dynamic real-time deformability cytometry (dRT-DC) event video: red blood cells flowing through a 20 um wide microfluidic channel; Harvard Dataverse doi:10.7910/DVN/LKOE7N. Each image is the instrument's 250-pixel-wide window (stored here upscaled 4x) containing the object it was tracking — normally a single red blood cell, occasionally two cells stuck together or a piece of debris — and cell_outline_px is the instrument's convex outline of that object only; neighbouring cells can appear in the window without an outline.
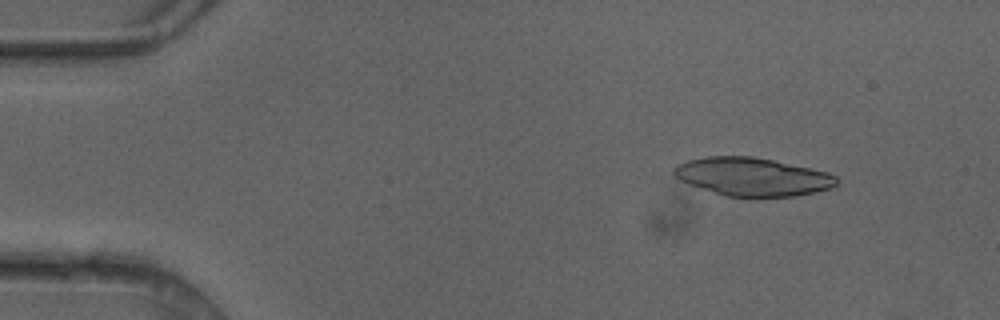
{"species": "common noctule bat (a hibernating species)", "species_latin": "Nyctalus noctula", "temperature_condition": "cold", "stored_images_in_passage": 5, "camera_frame_rate_fps": 3000, "um_per_image_px": 0.085, "animal": {"sex": "female"}, "frame": {"image": 1, "passage_image": 2, "time_ms": 0.333, "image_size_px": [1000, 320], "cell_outline_px": [[840, 180], [832, 188], [796, 196], [728, 196], [688, 184], [680, 180], [672, 172], [676, 164], [688, 160], [708, 156], [752, 156], [772, 160], [828, 172], [836, 176]], "centroid_in_image_um": [63.96, 15.01], "position_along_channel_um": 21.0, "area_um2": 35.95}}